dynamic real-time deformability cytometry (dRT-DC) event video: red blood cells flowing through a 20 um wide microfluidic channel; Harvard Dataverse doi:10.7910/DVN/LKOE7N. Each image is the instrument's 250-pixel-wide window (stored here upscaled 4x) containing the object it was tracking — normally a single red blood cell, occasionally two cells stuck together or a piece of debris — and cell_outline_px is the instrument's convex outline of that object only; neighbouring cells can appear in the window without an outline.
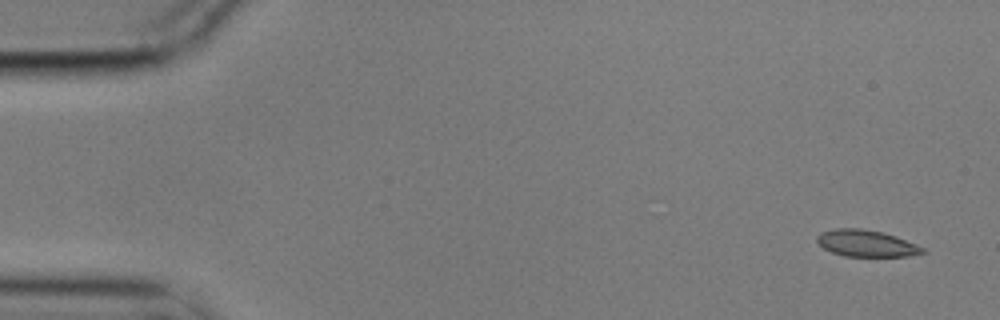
{"species": "common noctule bat (a hibernating species)", "species_latin": "Nyctalus noctula", "temperature_condition": "cold", "stored_images_in_passage": 6, "camera_frame_rate_fps": 3000, "um_per_image_px": 0.085, "animal": {"sex": "male", "body_mass_g": 17.9}, "frame": {"image": 1, "passage_image": 1, "time_ms": 0.0, "image_size_px": [1000, 320], "cell_outline_px": [[928, 252], [908, 256], [844, 256], [832, 252], [824, 248], [816, 240], [816, 236], [820, 232], [836, 228], [860, 228], [884, 232], [896, 236], [916, 244], [924, 248]], "centroid_in_image_um": [73.64, 20.68], "position_along_channel_um": 11.4, "area_um2": 16.47}}
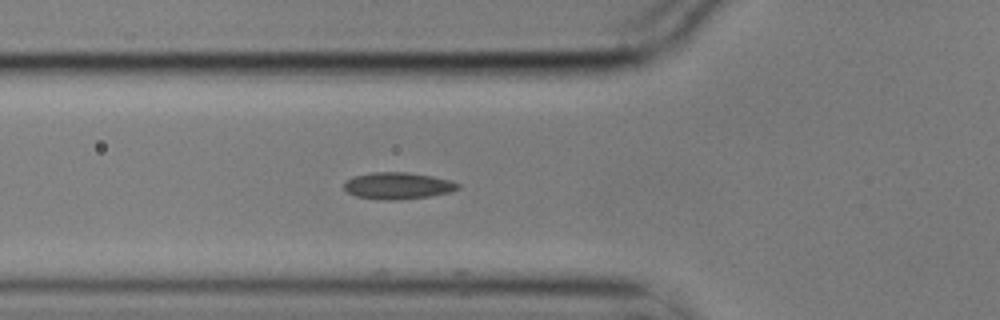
{"frame": {"image": 2, "passage_image": 6, "time_ms": 1.667, "image_size_px": [1000, 320], "cell_outline_px": [[460, 188], [452, 192], [432, 196], [400, 200], [384, 200], [356, 196], [348, 192], [344, 188], [344, 184], [352, 176], [372, 172], [408, 172], [432, 176], [452, 180], [460, 184]], "centroid_in_image_um": [33.87, 15.79], "position_along_channel_um": 91.9, "area_um2": 17.98}}